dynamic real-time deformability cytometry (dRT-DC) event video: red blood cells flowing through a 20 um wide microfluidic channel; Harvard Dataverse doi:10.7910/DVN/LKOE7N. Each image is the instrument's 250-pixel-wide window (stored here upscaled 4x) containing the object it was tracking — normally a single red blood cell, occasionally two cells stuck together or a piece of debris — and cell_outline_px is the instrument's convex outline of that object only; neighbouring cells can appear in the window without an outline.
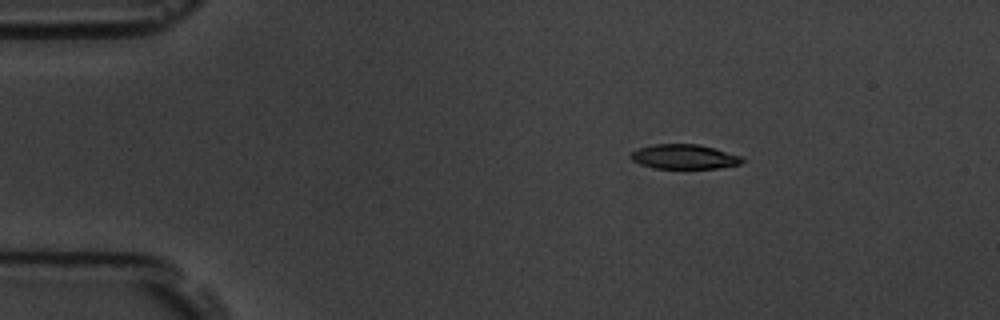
{"species": "common noctule bat (a hibernating species)", "species_latin": "Nyctalus noctula", "temperature_condition": "room temperature", "stored_images_in_passage": 4, "camera_frame_rate_fps": 3000, "um_per_image_px": 0.085, "animal": {"sex": "male", "body_mass_g": 19.5, "forearm_length_mm": 54.6}, "frame": {"image": 1, "passage_image": 2, "time_ms": 1.333, "image_size_px": [1000, 320], "cell_outline_px": [[744, 160], [740, 164], [720, 168], [652, 168], [640, 164], [632, 160], [632, 152], [640, 148], [656, 144], [700, 144], [744, 156]], "centroid_in_image_um": [58.23, 13.32], "position_along_channel_um": 26.8, "area_um2": 15.95}}